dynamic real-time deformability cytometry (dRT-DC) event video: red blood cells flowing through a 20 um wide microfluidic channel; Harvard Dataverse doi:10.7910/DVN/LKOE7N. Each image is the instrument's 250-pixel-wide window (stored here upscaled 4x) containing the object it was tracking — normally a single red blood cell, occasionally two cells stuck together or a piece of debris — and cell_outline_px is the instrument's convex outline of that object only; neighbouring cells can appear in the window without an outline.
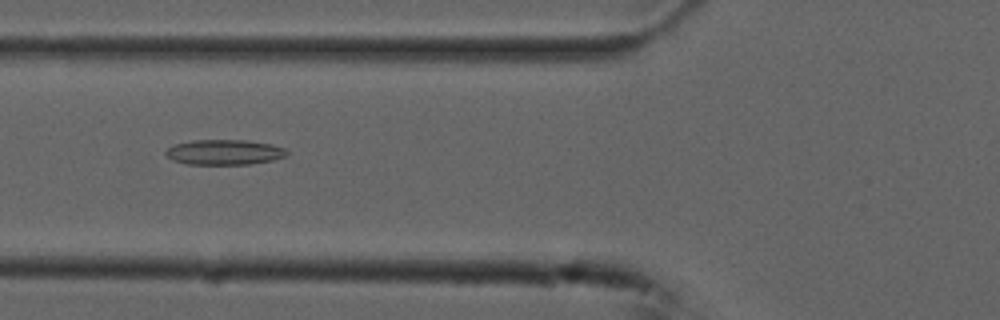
{"species": "common noctule bat (a hibernating species)", "species_latin": "Nyctalus noctula", "temperature_condition": "cold", "stored_images_in_passage": 50, "camera_frame_rate_fps": 3000, "um_per_image_px": 0.085, "animal": {"sex": "male", "forearm_length_mm": 52.5}, "frame": {"image": 1, "passage_image": 16, "time_ms": 5.0, "image_size_px": [1000, 320], "cell_outline_px": [[288, 152], [284, 156], [272, 160], [248, 164], [188, 164], [172, 160], [164, 152], [168, 148], [176, 144], [192, 140], [248, 140], [272, 144], [284, 148]], "centroid_in_image_um": [19.06, 12.93], "position_along_channel_um": 106.7, "area_um2": 17.63}}
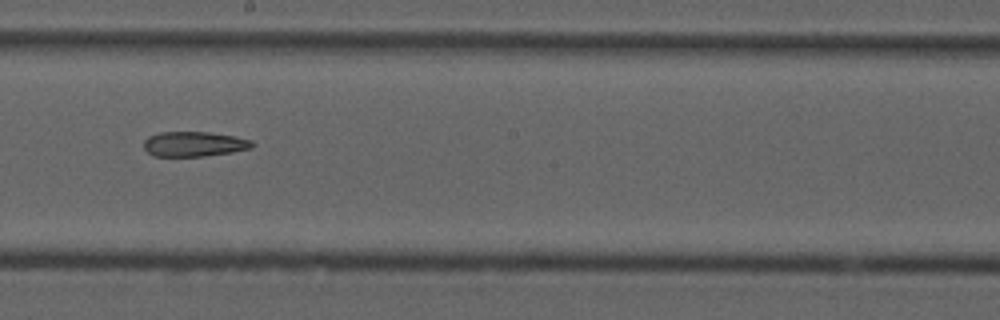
{"frame": {"image": 2, "passage_image": 26, "time_ms": 8.333, "image_size_px": [1000, 320], "cell_outline_px": [[256, 144], [252, 148], [232, 152], [204, 156], [152, 156], [144, 148], [144, 140], [148, 136], [160, 132], [208, 132], [236, 136], [252, 140]], "centroid_in_image_um": [16.52, 12.24], "position_along_channel_um": 231.7, "area_um2": 15.9}}
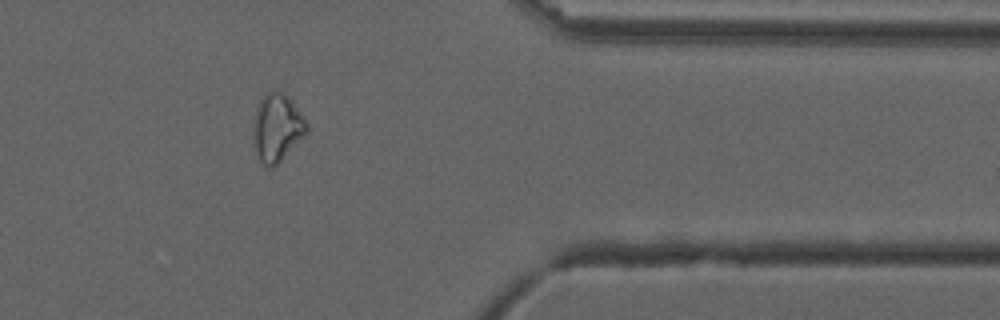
{"frame": {"image": 3, "passage_image": 40, "time_ms": 13.0, "image_size_px": [1000, 320], "cell_outline_px": [[308, 132], [272, 168], [268, 168], [260, 160], [256, 148], [256, 108], [260, 100], [268, 92], [280, 92], [288, 96], [292, 100], [308, 124]], "centroid_in_image_um": [23.61, 10.83], "position_along_channel_um": 387.8, "area_um2": 20.06}}